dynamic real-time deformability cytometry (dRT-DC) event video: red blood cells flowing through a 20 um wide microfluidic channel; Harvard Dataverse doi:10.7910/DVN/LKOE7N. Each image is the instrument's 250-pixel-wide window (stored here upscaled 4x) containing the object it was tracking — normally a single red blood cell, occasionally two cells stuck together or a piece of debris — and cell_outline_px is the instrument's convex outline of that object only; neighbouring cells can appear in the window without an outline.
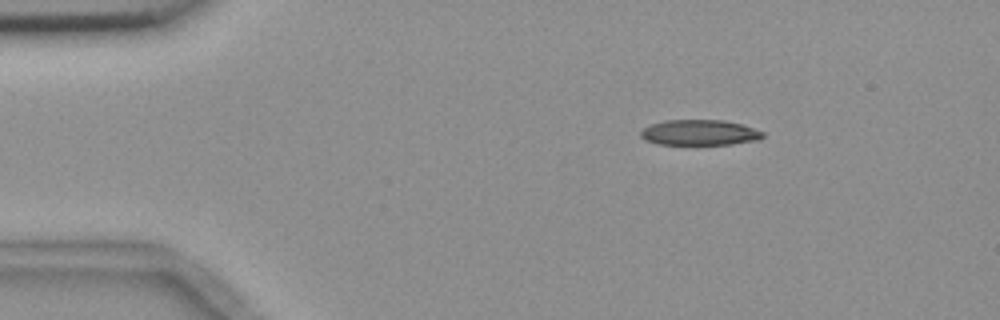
{"species": "common noctule bat (a hibernating species)", "species_latin": "Nyctalus noctula", "temperature_condition": "room temperature", "stored_images_in_passage": 3, "camera_frame_rate_fps": 3000, "um_per_image_px": 0.085, "animal": {"sex": "female", "body_mass_g": 18.4}, "frame": {"image": 1, "passage_image": 1, "time_ms": 0.0, "image_size_px": [1000, 320], "cell_outline_px": [[764, 136], [760, 140], [732, 144], [656, 144], [644, 140], [640, 136], [640, 132], [644, 128], [652, 124], [664, 120], [724, 120], [740, 124], [764, 132]], "centroid_in_image_um": [59.46, 11.27], "position_along_channel_um": 25.5, "area_um2": 18.15}}